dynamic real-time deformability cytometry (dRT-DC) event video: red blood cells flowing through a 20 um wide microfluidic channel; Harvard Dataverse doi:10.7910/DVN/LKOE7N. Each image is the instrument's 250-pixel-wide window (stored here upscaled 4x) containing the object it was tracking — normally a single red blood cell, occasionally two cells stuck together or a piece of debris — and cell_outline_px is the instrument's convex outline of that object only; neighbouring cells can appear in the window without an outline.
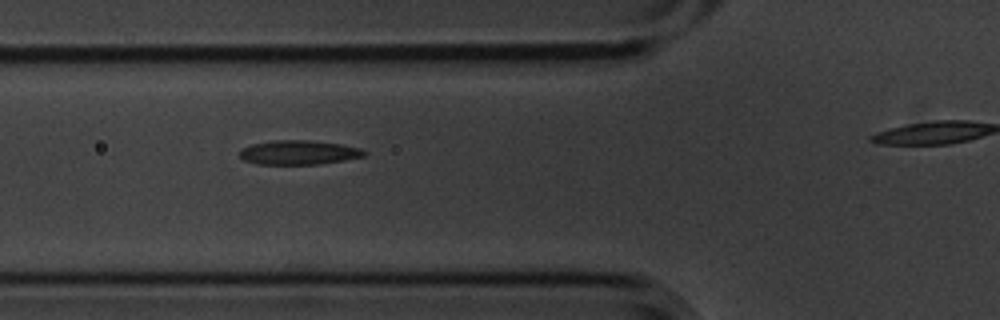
{"species": "common noctule bat (a hibernating species)", "species_latin": "Nyctalus noctula", "temperature_condition": "cold", "stored_images_in_passage": 6, "segment_of_instrument_passage": [1, 2], "camera_frame_rate_fps": 3000, "um_per_image_px": 0.085, "animal": {"sex": "male", "body_mass_g": 20.1, "forearm_length_mm": 53.5}, "frame": {"image": 1, "passage_image": 4, "time_ms": 1.0, "image_size_px": [1000, 320], "cell_outline_px": [[368, 152], [364, 156], [344, 160], [320, 164], [256, 164], [244, 160], [240, 156], [240, 148], [252, 144], [272, 140], [312, 140], [340, 144], [360, 148]], "centroid_in_image_um": [25.38, 12.95], "position_along_channel_um": 100.4, "area_um2": 17.69}}
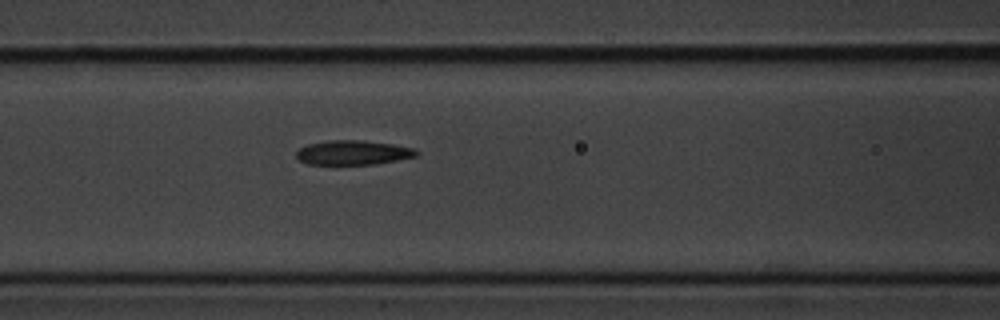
{"frame": {"image": 2, "passage_image": 5, "time_ms": 1.333, "image_size_px": [1000, 320], "cell_outline_px": [[420, 152], [416, 156], [396, 160], [372, 164], [308, 164], [300, 160], [296, 156], [296, 152], [300, 148], [308, 144], [332, 140], [360, 140], [392, 144], [416, 148]], "centroid_in_image_um": [30.03, 12.96], "position_along_channel_um": 136.6, "area_um2": 16.94}}